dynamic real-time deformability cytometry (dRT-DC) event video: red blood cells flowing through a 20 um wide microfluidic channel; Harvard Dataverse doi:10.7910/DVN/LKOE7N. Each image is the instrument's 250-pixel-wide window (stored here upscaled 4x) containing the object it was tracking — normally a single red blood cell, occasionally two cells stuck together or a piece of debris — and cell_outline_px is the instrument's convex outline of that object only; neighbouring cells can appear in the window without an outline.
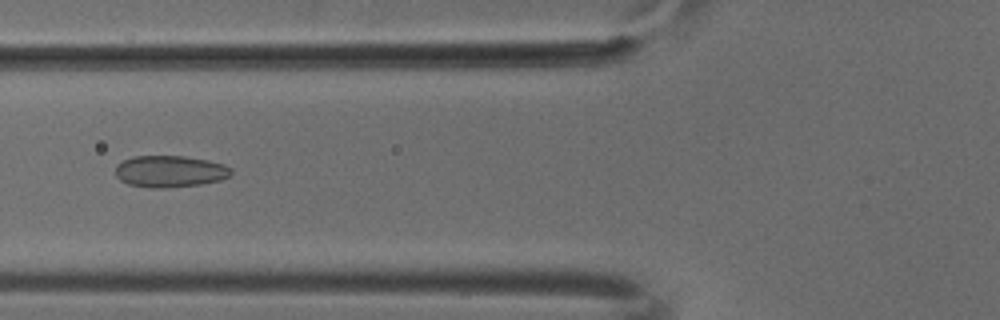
{"species": "common noctule bat (a hibernating species)", "species_latin": "Nyctalus noctula", "temperature_condition": "cold", "stored_images_in_passage": 50, "camera_frame_rate_fps": 3000, "um_per_image_px": 0.085, "animal": {"sex": "male", "body_mass_g": 18.8}, "frame": {"image": 1, "passage_image": 19, "time_ms": 6.0, "image_size_px": [1000, 320], "cell_outline_px": [[232, 172], [228, 176], [220, 180], [200, 184], [164, 188], [152, 188], [128, 184], [120, 180], [116, 176], [116, 164], [132, 156], [184, 156], [208, 160], [224, 164], [232, 168]], "centroid_in_image_um": [14.43, 14.56], "position_along_channel_um": 111.4, "area_um2": 21.39}}
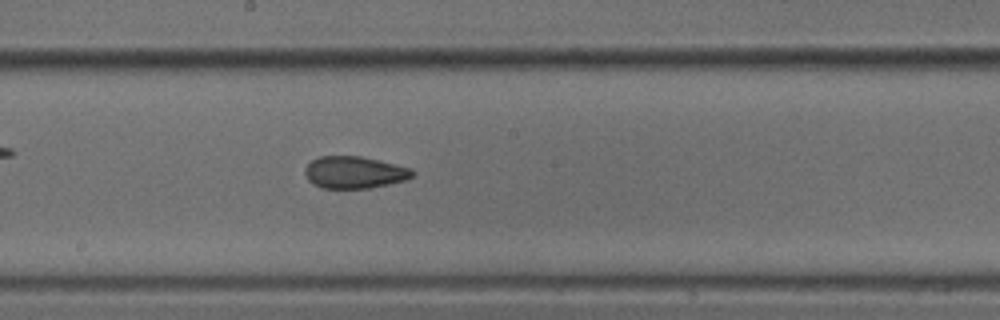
{"frame": {"image": 2, "passage_image": 27, "time_ms": 8.667, "image_size_px": [1000, 320], "cell_outline_px": [[416, 172], [412, 176], [404, 180], [388, 184], [368, 188], [320, 188], [308, 180], [304, 172], [304, 168], [312, 160], [320, 156], [360, 156], [412, 168]], "centroid_in_image_um": [30.1, 14.65], "position_along_channel_um": 218.1, "area_um2": 20.0}}
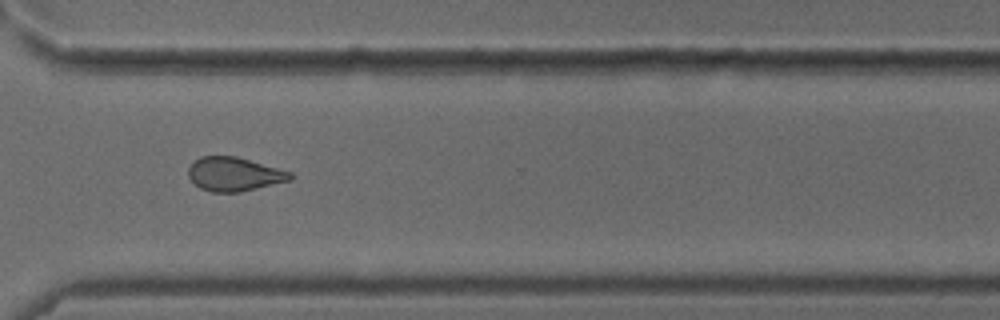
{"frame": {"image": 3, "passage_image": 37, "time_ms": 12.0, "image_size_px": [1000, 320], "cell_outline_px": [[292, 180], [240, 192], [212, 192], [200, 188], [188, 176], [188, 168], [200, 156], [236, 156], [292, 172]], "centroid_in_image_um": [19.92, 14.8], "position_along_channel_um": 350.7, "area_um2": 20.0}}